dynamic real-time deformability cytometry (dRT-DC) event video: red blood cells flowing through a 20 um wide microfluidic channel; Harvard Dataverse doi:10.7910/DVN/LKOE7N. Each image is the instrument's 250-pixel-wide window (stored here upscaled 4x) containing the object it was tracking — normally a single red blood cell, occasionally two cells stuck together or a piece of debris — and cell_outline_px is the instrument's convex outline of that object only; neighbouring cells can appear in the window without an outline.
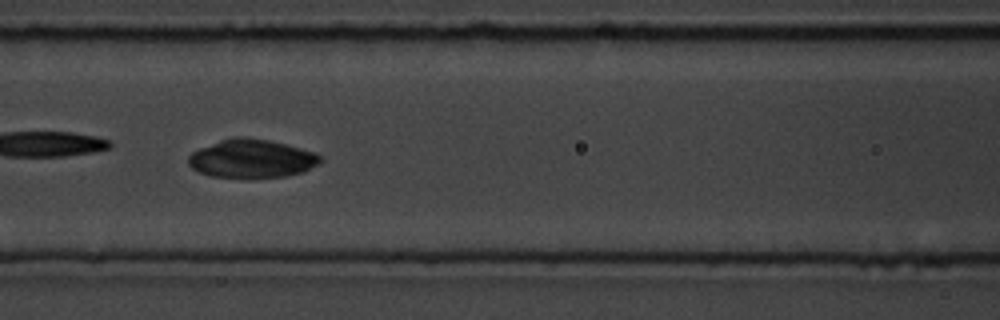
{"species": "common noctule bat (a hibernating species)", "species_latin": "Nyctalus noctula", "temperature_condition": "room temperature", "stored_images_in_passage": 18, "camera_frame_rate_fps": 3000, "um_per_image_px": 0.085, "animal": {"sex": "male", "body_mass_g": 19.5, "forearm_length_mm": 54.6}, "frame": {"image": 1, "passage_image": 8, "time_ms": 8.0, "image_size_px": [1000, 320], "cell_outline_px": [[324, 160], [320, 164], [304, 172], [284, 176], [212, 176], [200, 172], [192, 168], [188, 164], [188, 156], [192, 152], [200, 148], [220, 140], [232, 136], [244, 136], [268, 140], [284, 144], [312, 152], [320, 156]], "centroid_in_image_um": [21.39, 13.46], "position_along_channel_um": 145.2, "area_um2": 29.07}, "authors_computed_cell_mechanics": {"area_um2": 29.1601, "velocity_mm_per_s": 3.6486, "shape_relaxation_time_tau1_ms": 2.5107, "shape_relaxation_time_tau2_ms": null, "deformation_change_tau1": 0.1354, "deformation_change_tau2": null}}